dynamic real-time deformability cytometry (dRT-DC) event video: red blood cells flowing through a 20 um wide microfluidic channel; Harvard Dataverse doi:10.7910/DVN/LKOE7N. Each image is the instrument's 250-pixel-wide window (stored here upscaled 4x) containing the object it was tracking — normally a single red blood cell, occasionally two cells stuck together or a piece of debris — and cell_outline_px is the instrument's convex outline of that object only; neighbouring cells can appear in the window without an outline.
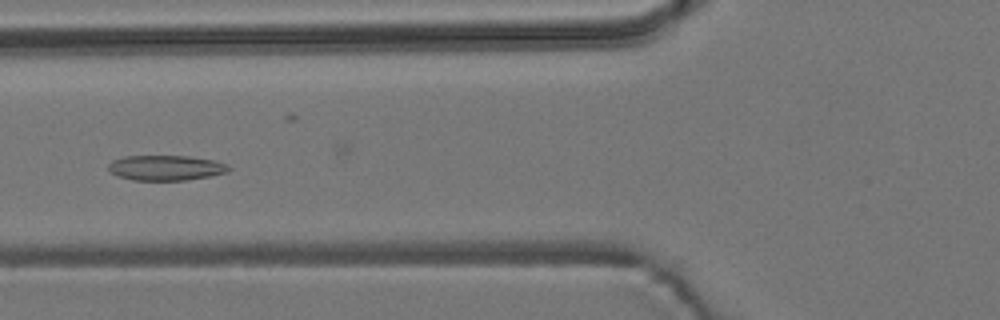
{"species": "common noctule bat (a hibernating species)", "species_latin": "Nyctalus noctula", "temperature_condition": "room temperature", "stored_images_in_passage": 56, "camera_frame_rate_fps": 3000, "um_per_image_px": 0.085, "animal": {"sex": "male", "body_mass_g": 19.2, "forearm_length_mm": 51.8}, "frame": {"image": 1, "passage_image": 21, "time_ms": 6.667, "image_size_px": [1000, 320], "cell_outline_px": [[232, 168], [228, 172], [188, 180], [132, 180], [116, 176], [108, 168], [108, 164], [112, 160], [124, 156], [188, 156], [216, 160], [228, 164]], "centroid_in_image_um": [14.11, 14.26], "position_along_channel_um": 111.7, "area_um2": 17.8}}
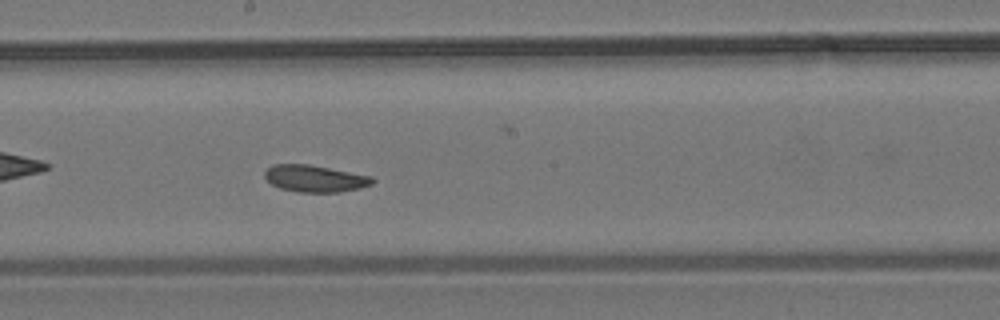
{"frame": {"image": 2, "passage_image": 30, "time_ms": 9.667, "image_size_px": [1000, 320], "cell_outline_px": [[376, 180], [372, 184], [360, 188], [340, 192], [296, 192], [280, 188], [272, 184], [264, 176], [264, 172], [272, 164], [308, 164], [372, 176]], "centroid_in_image_um": [26.77, 15.18], "position_along_channel_um": 221.4, "area_um2": 16.88}}
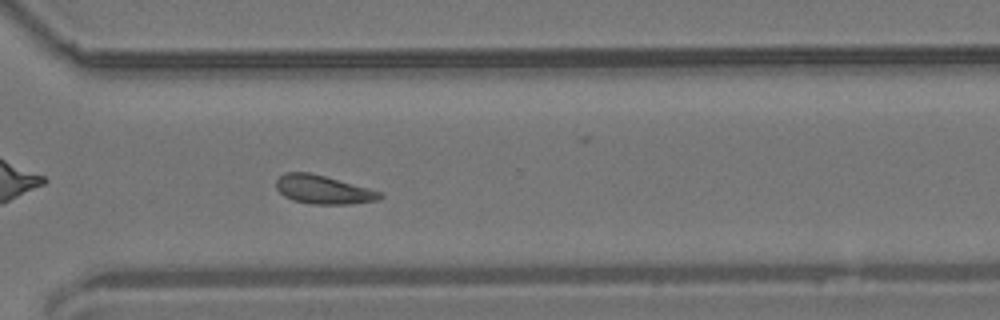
{"frame": {"image": 3, "passage_image": 40, "time_ms": 13.0, "image_size_px": [1000, 320], "cell_outline_px": [[384, 196], [376, 200], [348, 204], [312, 204], [292, 200], [284, 196], [276, 188], [276, 180], [284, 172], [308, 172], [324, 176], [384, 192]], "centroid_in_image_um": [27.46, 16.12], "position_along_channel_um": 343.1, "area_um2": 17.22}}